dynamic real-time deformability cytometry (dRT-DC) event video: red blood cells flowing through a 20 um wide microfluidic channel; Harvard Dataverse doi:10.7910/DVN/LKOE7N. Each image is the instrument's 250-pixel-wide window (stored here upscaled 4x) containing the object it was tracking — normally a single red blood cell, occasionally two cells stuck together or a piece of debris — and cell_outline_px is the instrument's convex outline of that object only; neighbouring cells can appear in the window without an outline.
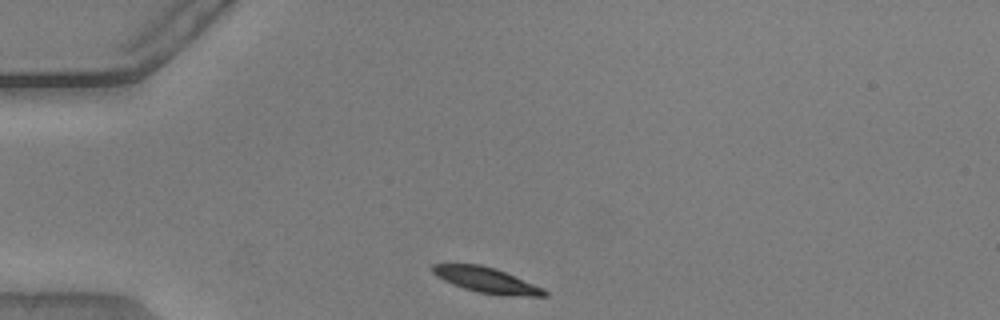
{"species": "common noctule bat (a hibernating species)", "species_latin": "Nyctalus noctula", "temperature_condition": "warm", "stored_images_in_passage": 3, "camera_frame_rate_fps": 3000, "um_per_image_px": 0.085, "animal": {"sex": "male", "body_mass_g": 20.5, "forearm_length_mm": 52.5}, "frame": {"image": 1, "passage_image": 1, "time_ms": 0.0, "image_size_px": [1000, 320], "cell_outline_px": [[548, 296], [504, 296], [476, 292], [452, 284], [436, 276], [432, 272], [432, 264], [480, 264], [496, 268], [544, 288], [548, 292]], "centroid_in_image_um": [41.38, 23.82], "position_along_channel_um": 43.6, "area_um2": 16.7}}